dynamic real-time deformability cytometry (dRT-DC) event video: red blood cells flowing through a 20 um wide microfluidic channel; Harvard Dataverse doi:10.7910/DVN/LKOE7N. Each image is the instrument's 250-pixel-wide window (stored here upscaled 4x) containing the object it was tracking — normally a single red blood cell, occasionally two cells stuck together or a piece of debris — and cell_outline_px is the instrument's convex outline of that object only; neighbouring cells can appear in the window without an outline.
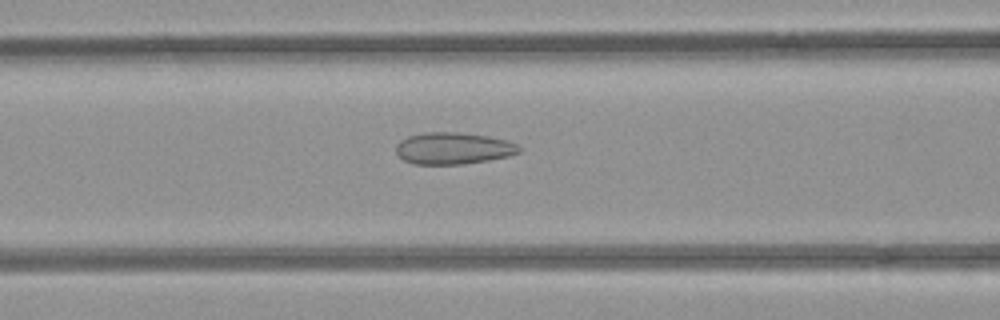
{"species": "common noctule bat (a hibernating species)", "species_latin": "Nyctalus noctula", "temperature_condition": "room temperature", "stored_images_in_passage": 39, "camera_frame_rate_fps": 3000, "um_per_image_px": 0.085, "animal": {"sex": "female", "body_mass_g": 21.9}, "frame": {"image": 1, "passage_image": 8, "time_ms": 2.333, "image_size_px": [1000, 320], "cell_outline_px": [[520, 152], [508, 156], [488, 160], [460, 164], [412, 164], [404, 160], [396, 152], [396, 144], [400, 140], [408, 136], [424, 132], [456, 132], [488, 136], [504, 140], [516, 144], [520, 148]], "centroid_in_image_um": [38.48, 12.6], "position_along_channel_um": 128.1, "area_um2": 22.66}}
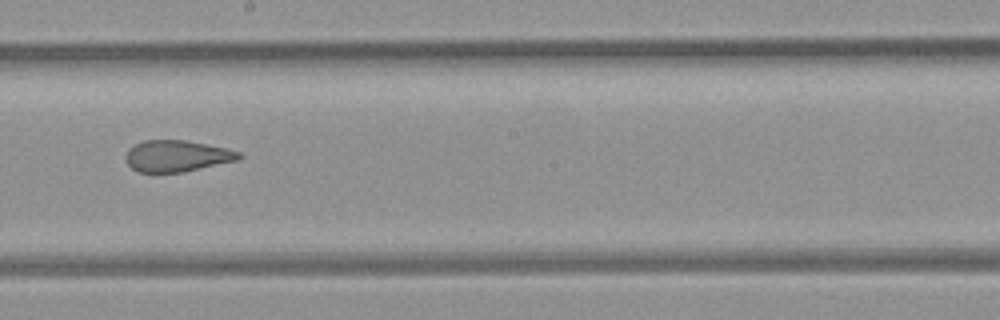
{"frame": {"image": 2, "passage_image": 16, "time_ms": 5.0, "image_size_px": [1000, 320], "cell_outline_px": [[244, 156], [236, 160], [184, 172], [136, 172], [124, 160], [124, 156], [128, 148], [144, 140], [184, 140], [224, 148], [240, 152]], "centroid_in_image_um": [14.98, 13.26], "position_along_channel_um": 233.2, "area_um2": 20.63}}
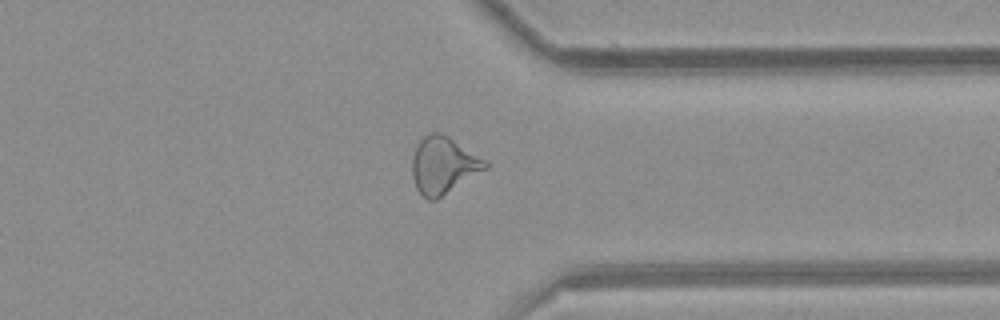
{"frame": {"image": 3, "passage_image": 27, "time_ms": 8.667, "image_size_px": [1000, 320], "cell_outline_px": [[488, 168], [436, 200], [428, 200], [416, 188], [412, 176], [412, 160], [416, 144], [428, 132], [440, 132], [448, 136], [484, 160], [488, 164]], "centroid_in_image_um": [37.65, 14.05], "position_along_channel_um": 373.7, "area_um2": 24.04}}